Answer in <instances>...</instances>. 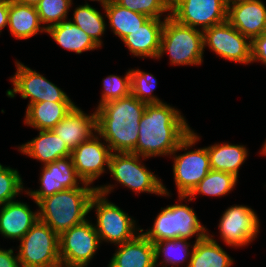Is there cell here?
Listing matches in <instances>:
<instances>
[{"label":"cell","mask_w":266,"mask_h":267,"mask_svg":"<svg viewBox=\"0 0 266 267\" xmlns=\"http://www.w3.org/2000/svg\"><path fill=\"white\" fill-rule=\"evenodd\" d=\"M181 113L167 103L147 104L140 120L135 154L146 158L170 155L191 133Z\"/></svg>","instance_id":"obj_1"},{"label":"cell","mask_w":266,"mask_h":267,"mask_svg":"<svg viewBox=\"0 0 266 267\" xmlns=\"http://www.w3.org/2000/svg\"><path fill=\"white\" fill-rule=\"evenodd\" d=\"M146 105L130 93L96 108V134L108 143L113 153L135 154L140 120Z\"/></svg>","instance_id":"obj_2"},{"label":"cell","mask_w":266,"mask_h":267,"mask_svg":"<svg viewBox=\"0 0 266 267\" xmlns=\"http://www.w3.org/2000/svg\"><path fill=\"white\" fill-rule=\"evenodd\" d=\"M89 186V187H88ZM97 187L82 186L65 189L42 198L37 206L39 220L46 223L57 235L86 221L90 202Z\"/></svg>","instance_id":"obj_3"},{"label":"cell","mask_w":266,"mask_h":267,"mask_svg":"<svg viewBox=\"0 0 266 267\" xmlns=\"http://www.w3.org/2000/svg\"><path fill=\"white\" fill-rule=\"evenodd\" d=\"M113 187L111 184L97 186V191L90 202V211L95 208L97 217L95 229L100 241L118 245L132 240L141 229L139 228L137 232L135 220L106 199Z\"/></svg>","instance_id":"obj_4"},{"label":"cell","mask_w":266,"mask_h":267,"mask_svg":"<svg viewBox=\"0 0 266 267\" xmlns=\"http://www.w3.org/2000/svg\"><path fill=\"white\" fill-rule=\"evenodd\" d=\"M203 51V31L165 18L157 59L166 52L172 65H201Z\"/></svg>","instance_id":"obj_5"},{"label":"cell","mask_w":266,"mask_h":267,"mask_svg":"<svg viewBox=\"0 0 266 267\" xmlns=\"http://www.w3.org/2000/svg\"><path fill=\"white\" fill-rule=\"evenodd\" d=\"M193 208L186 204L167 206L154 220V225L142 233L152 243L170 239H189L196 235V241L208 235Z\"/></svg>","instance_id":"obj_6"},{"label":"cell","mask_w":266,"mask_h":267,"mask_svg":"<svg viewBox=\"0 0 266 267\" xmlns=\"http://www.w3.org/2000/svg\"><path fill=\"white\" fill-rule=\"evenodd\" d=\"M17 253L21 267H58L59 235L46 223L40 221L19 240Z\"/></svg>","instance_id":"obj_7"},{"label":"cell","mask_w":266,"mask_h":267,"mask_svg":"<svg viewBox=\"0 0 266 267\" xmlns=\"http://www.w3.org/2000/svg\"><path fill=\"white\" fill-rule=\"evenodd\" d=\"M199 139L192 130L171 154L174 158L173 174L179 196H188L211 170L207 147L176 154L177 151L192 147Z\"/></svg>","instance_id":"obj_8"},{"label":"cell","mask_w":266,"mask_h":267,"mask_svg":"<svg viewBox=\"0 0 266 267\" xmlns=\"http://www.w3.org/2000/svg\"><path fill=\"white\" fill-rule=\"evenodd\" d=\"M140 160L141 156L133 153H112L108 170L114 180L135 193L170 196L161 179L147 170Z\"/></svg>","instance_id":"obj_9"},{"label":"cell","mask_w":266,"mask_h":267,"mask_svg":"<svg viewBox=\"0 0 266 267\" xmlns=\"http://www.w3.org/2000/svg\"><path fill=\"white\" fill-rule=\"evenodd\" d=\"M225 0H171L170 16L177 22L201 31L227 20Z\"/></svg>","instance_id":"obj_10"},{"label":"cell","mask_w":266,"mask_h":267,"mask_svg":"<svg viewBox=\"0 0 266 267\" xmlns=\"http://www.w3.org/2000/svg\"><path fill=\"white\" fill-rule=\"evenodd\" d=\"M17 71L10 78L13 89H9L6 95L14 98L20 93L23 99L30 98L29 104L38 102H72L67 94L55 84L47 80L43 75L16 61Z\"/></svg>","instance_id":"obj_11"},{"label":"cell","mask_w":266,"mask_h":267,"mask_svg":"<svg viewBox=\"0 0 266 267\" xmlns=\"http://www.w3.org/2000/svg\"><path fill=\"white\" fill-rule=\"evenodd\" d=\"M206 46L221 58L241 64L251 63V40L242 35L227 20L203 31Z\"/></svg>","instance_id":"obj_12"},{"label":"cell","mask_w":266,"mask_h":267,"mask_svg":"<svg viewBox=\"0 0 266 267\" xmlns=\"http://www.w3.org/2000/svg\"><path fill=\"white\" fill-rule=\"evenodd\" d=\"M102 241L95 225L87 219L59 235L61 263L88 265Z\"/></svg>","instance_id":"obj_13"},{"label":"cell","mask_w":266,"mask_h":267,"mask_svg":"<svg viewBox=\"0 0 266 267\" xmlns=\"http://www.w3.org/2000/svg\"><path fill=\"white\" fill-rule=\"evenodd\" d=\"M260 222L257 214L248 206L228 207L219 222V232L225 244L232 247L246 246L259 233Z\"/></svg>","instance_id":"obj_14"},{"label":"cell","mask_w":266,"mask_h":267,"mask_svg":"<svg viewBox=\"0 0 266 267\" xmlns=\"http://www.w3.org/2000/svg\"><path fill=\"white\" fill-rule=\"evenodd\" d=\"M99 135L92 136L71 151V159L76 173L83 183L92 184L105 172V165L109 169L112 150L103 142Z\"/></svg>","instance_id":"obj_15"},{"label":"cell","mask_w":266,"mask_h":267,"mask_svg":"<svg viewBox=\"0 0 266 267\" xmlns=\"http://www.w3.org/2000/svg\"><path fill=\"white\" fill-rule=\"evenodd\" d=\"M40 189L25 191L37 204L42 198L65 189L80 187L82 180L76 173L70 156L57 159L43 166L40 173Z\"/></svg>","instance_id":"obj_16"},{"label":"cell","mask_w":266,"mask_h":267,"mask_svg":"<svg viewBox=\"0 0 266 267\" xmlns=\"http://www.w3.org/2000/svg\"><path fill=\"white\" fill-rule=\"evenodd\" d=\"M227 21L252 40L266 29V7L260 0H246L228 5Z\"/></svg>","instance_id":"obj_17"},{"label":"cell","mask_w":266,"mask_h":267,"mask_svg":"<svg viewBox=\"0 0 266 267\" xmlns=\"http://www.w3.org/2000/svg\"><path fill=\"white\" fill-rule=\"evenodd\" d=\"M51 131L72 151L82 142L88 141L97 132L96 111L85 114L76 105Z\"/></svg>","instance_id":"obj_18"},{"label":"cell","mask_w":266,"mask_h":267,"mask_svg":"<svg viewBox=\"0 0 266 267\" xmlns=\"http://www.w3.org/2000/svg\"><path fill=\"white\" fill-rule=\"evenodd\" d=\"M170 16V12L163 21L156 18H149L139 28L125 36L122 41L130 53L137 57H158L160 51L161 36L165 18Z\"/></svg>","instance_id":"obj_19"},{"label":"cell","mask_w":266,"mask_h":267,"mask_svg":"<svg viewBox=\"0 0 266 267\" xmlns=\"http://www.w3.org/2000/svg\"><path fill=\"white\" fill-rule=\"evenodd\" d=\"M138 233L132 240L118 244L108 267H156L154 244Z\"/></svg>","instance_id":"obj_20"},{"label":"cell","mask_w":266,"mask_h":267,"mask_svg":"<svg viewBox=\"0 0 266 267\" xmlns=\"http://www.w3.org/2000/svg\"><path fill=\"white\" fill-rule=\"evenodd\" d=\"M39 219L26 203L11 201L0 209V234L4 238L20 240Z\"/></svg>","instance_id":"obj_21"},{"label":"cell","mask_w":266,"mask_h":267,"mask_svg":"<svg viewBox=\"0 0 266 267\" xmlns=\"http://www.w3.org/2000/svg\"><path fill=\"white\" fill-rule=\"evenodd\" d=\"M19 151L39 160L43 166L57 159L71 156V150L51 130H39L37 137L19 146Z\"/></svg>","instance_id":"obj_22"},{"label":"cell","mask_w":266,"mask_h":267,"mask_svg":"<svg viewBox=\"0 0 266 267\" xmlns=\"http://www.w3.org/2000/svg\"><path fill=\"white\" fill-rule=\"evenodd\" d=\"M41 24L35 6L9 0L8 26L16 39H28L39 32L46 33L47 29Z\"/></svg>","instance_id":"obj_23"},{"label":"cell","mask_w":266,"mask_h":267,"mask_svg":"<svg viewBox=\"0 0 266 267\" xmlns=\"http://www.w3.org/2000/svg\"><path fill=\"white\" fill-rule=\"evenodd\" d=\"M74 102H38L27 106L24 122L38 130H51L74 108Z\"/></svg>","instance_id":"obj_24"},{"label":"cell","mask_w":266,"mask_h":267,"mask_svg":"<svg viewBox=\"0 0 266 267\" xmlns=\"http://www.w3.org/2000/svg\"><path fill=\"white\" fill-rule=\"evenodd\" d=\"M55 42L68 51L81 54L84 51L94 50L99 46L94 40L80 29L71 19L62 20L46 30Z\"/></svg>","instance_id":"obj_25"},{"label":"cell","mask_w":266,"mask_h":267,"mask_svg":"<svg viewBox=\"0 0 266 267\" xmlns=\"http://www.w3.org/2000/svg\"><path fill=\"white\" fill-rule=\"evenodd\" d=\"M192 255L188 259L187 267H231L232 258L214 240L213 236L206 235L192 245Z\"/></svg>","instance_id":"obj_26"},{"label":"cell","mask_w":266,"mask_h":267,"mask_svg":"<svg viewBox=\"0 0 266 267\" xmlns=\"http://www.w3.org/2000/svg\"><path fill=\"white\" fill-rule=\"evenodd\" d=\"M207 152L211 169L232 174L237 178L239 168L248 156L245 146L229 143L208 146Z\"/></svg>","instance_id":"obj_27"},{"label":"cell","mask_w":266,"mask_h":267,"mask_svg":"<svg viewBox=\"0 0 266 267\" xmlns=\"http://www.w3.org/2000/svg\"><path fill=\"white\" fill-rule=\"evenodd\" d=\"M101 7L105 10L113 33L121 40L149 19L146 15L122 7L114 0L102 4Z\"/></svg>","instance_id":"obj_28"},{"label":"cell","mask_w":266,"mask_h":267,"mask_svg":"<svg viewBox=\"0 0 266 267\" xmlns=\"http://www.w3.org/2000/svg\"><path fill=\"white\" fill-rule=\"evenodd\" d=\"M238 178L232 174L211 169L205 178L200 181L188 196H178L179 201L189 199L192 201L196 194L208 196H223L234 189Z\"/></svg>","instance_id":"obj_29"},{"label":"cell","mask_w":266,"mask_h":267,"mask_svg":"<svg viewBox=\"0 0 266 267\" xmlns=\"http://www.w3.org/2000/svg\"><path fill=\"white\" fill-rule=\"evenodd\" d=\"M72 22L87 33L99 47L102 46L100 38L104 34L106 23L98 10L88 3L80 5L74 10Z\"/></svg>","instance_id":"obj_30"},{"label":"cell","mask_w":266,"mask_h":267,"mask_svg":"<svg viewBox=\"0 0 266 267\" xmlns=\"http://www.w3.org/2000/svg\"><path fill=\"white\" fill-rule=\"evenodd\" d=\"M188 239H170L161 240L153 243L155 249V265L159 266L158 259L160 255H164L163 261L160 264L163 267L170 266L178 267L182 262L187 261L188 257H191L192 251H189L190 243L187 242Z\"/></svg>","instance_id":"obj_31"},{"label":"cell","mask_w":266,"mask_h":267,"mask_svg":"<svg viewBox=\"0 0 266 267\" xmlns=\"http://www.w3.org/2000/svg\"><path fill=\"white\" fill-rule=\"evenodd\" d=\"M130 83L131 94L139 101L145 102L146 104L163 102L154 94L152 95L157 85V80L152 74L140 71L139 69H131Z\"/></svg>","instance_id":"obj_32"},{"label":"cell","mask_w":266,"mask_h":267,"mask_svg":"<svg viewBox=\"0 0 266 267\" xmlns=\"http://www.w3.org/2000/svg\"><path fill=\"white\" fill-rule=\"evenodd\" d=\"M72 0H40L35 6L40 21L46 29L67 19Z\"/></svg>","instance_id":"obj_33"},{"label":"cell","mask_w":266,"mask_h":267,"mask_svg":"<svg viewBox=\"0 0 266 267\" xmlns=\"http://www.w3.org/2000/svg\"><path fill=\"white\" fill-rule=\"evenodd\" d=\"M23 189V181L19 172L0 164V206L14 201Z\"/></svg>","instance_id":"obj_34"},{"label":"cell","mask_w":266,"mask_h":267,"mask_svg":"<svg viewBox=\"0 0 266 267\" xmlns=\"http://www.w3.org/2000/svg\"><path fill=\"white\" fill-rule=\"evenodd\" d=\"M117 4L141 13L149 18L161 19V15L170 12L171 0H114Z\"/></svg>","instance_id":"obj_35"},{"label":"cell","mask_w":266,"mask_h":267,"mask_svg":"<svg viewBox=\"0 0 266 267\" xmlns=\"http://www.w3.org/2000/svg\"><path fill=\"white\" fill-rule=\"evenodd\" d=\"M103 88L98 107L108 101L128 96L131 93L130 70L124 78L117 75L107 76L103 79Z\"/></svg>","instance_id":"obj_36"},{"label":"cell","mask_w":266,"mask_h":267,"mask_svg":"<svg viewBox=\"0 0 266 267\" xmlns=\"http://www.w3.org/2000/svg\"><path fill=\"white\" fill-rule=\"evenodd\" d=\"M255 61L266 65V32L251 40V62Z\"/></svg>","instance_id":"obj_37"},{"label":"cell","mask_w":266,"mask_h":267,"mask_svg":"<svg viewBox=\"0 0 266 267\" xmlns=\"http://www.w3.org/2000/svg\"><path fill=\"white\" fill-rule=\"evenodd\" d=\"M0 267H21L18 256L14 254L13 249L0 248Z\"/></svg>","instance_id":"obj_38"},{"label":"cell","mask_w":266,"mask_h":267,"mask_svg":"<svg viewBox=\"0 0 266 267\" xmlns=\"http://www.w3.org/2000/svg\"><path fill=\"white\" fill-rule=\"evenodd\" d=\"M9 0H0V32L8 26Z\"/></svg>","instance_id":"obj_39"},{"label":"cell","mask_w":266,"mask_h":267,"mask_svg":"<svg viewBox=\"0 0 266 267\" xmlns=\"http://www.w3.org/2000/svg\"><path fill=\"white\" fill-rule=\"evenodd\" d=\"M21 4H27L29 6H36L40 0H12Z\"/></svg>","instance_id":"obj_40"},{"label":"cell","mask_w":266,"mask_h":267,"mask_svg":"<svg viewBox=\"0 0 266 267\" xmlns=\"http://www.w3.org/2000/svg\"><path fill=\"white\" fill-rule=\"evenodd\" d=\"M88 265H83V264H65V263H60L58 267H87Z\"/></svg>","instance_id":"obj_41"},{"label":"cell","mask_w":266,"mask_h":267,"mask_svg":"<svg viewBox=\"0 0 266 267\" xmlns=\"http://www.w3.org/2000/svg\"><path fill=\"white\" fill-rule=\"evenodd\" d=\"M225 1H226L227 6H228V5H231L233 3L240 2V1H246V0H225Z\"/></svg>","instance_id":"obj_42"},{"label":"cell","mask_w":266,"mask_h":267,"mask_svg":"<svg viewBox=\"0 0 266 267\" xmlns=\"http://www.w3.org/2000/svg\"><path fill=\"white\" fill-rule=\"evenodd\" d=\"M262 147L263 148H262L260 154L266 155V141H265V143H264V145Z\"/></svg>","instance_id":"obj_43"},{"label":"cell","mask_w":266,"mask_h":267,"mask_svg":"<svg viewBox=\"0 0 266 267\" xmlns=\"http://www.w3.org/2000/svg\"><path fill=\"white\" fill-rule=\"evenodd\" d=\"M91 1H99L101 3V5L102 4L104 5V4L108 3L111 0H91Z\"/></svg>","instance_id":"obj_44"}]
</instances>
